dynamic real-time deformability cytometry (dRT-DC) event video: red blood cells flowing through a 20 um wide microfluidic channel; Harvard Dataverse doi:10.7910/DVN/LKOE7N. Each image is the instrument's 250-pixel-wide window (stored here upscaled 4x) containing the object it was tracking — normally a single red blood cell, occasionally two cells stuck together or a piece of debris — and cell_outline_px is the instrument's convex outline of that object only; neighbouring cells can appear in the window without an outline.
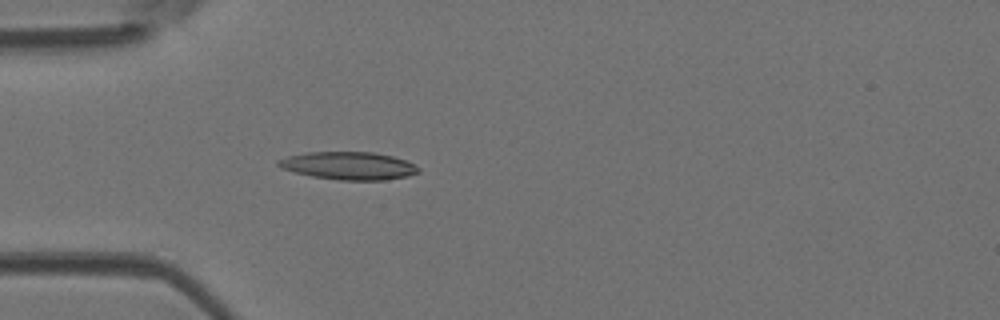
{"species": "Egyptian fruit bat (a non-hibernating species)", "species_latin": "Rousettus aegyptiacus", "temperature_condition": "room temperature", "stored_images_in_passage": 40, "camera_frame_rate_fps": 3000, "um_per_image_px": 0.085, "animal": {"sex": "female"}, "frame": {"image": 1, "passage_image": 9, "time_ms": 2.667, "image_size_px": [1000, 320], "cell_outline_px": [[420, 172], [408, 176], [384, 180], [340, 180], [312, 176], [280, 168], [276, 164], [276, 160], [288, 156], [308, 152], [372, 152], [392, 156], [404, 160], [420, 168]], "centroid_in_image_um": [29.62, 14.09], "position_along_channel_um": 55.4, "area_um2": 22.6}}
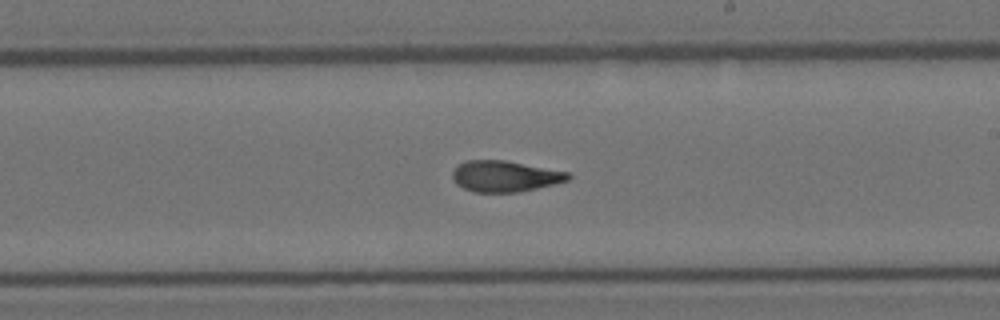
{"frame": {"image": 2, "passage_image": 23, "time_ms": 7.333, "image_size_px": [1000, 320], "cell_outline_px": [[572, 176], [568, 180], [536, 188], [516, 192], [472, 192], [456, 184], [452, 176], [452, 172], [456, 164], [468, 160], [504, 160], [568, 172]], "centroid_in_image_um": [42.86, 14.97], "position_along_channel_um": 246.1, "area_um2": 20.81}}
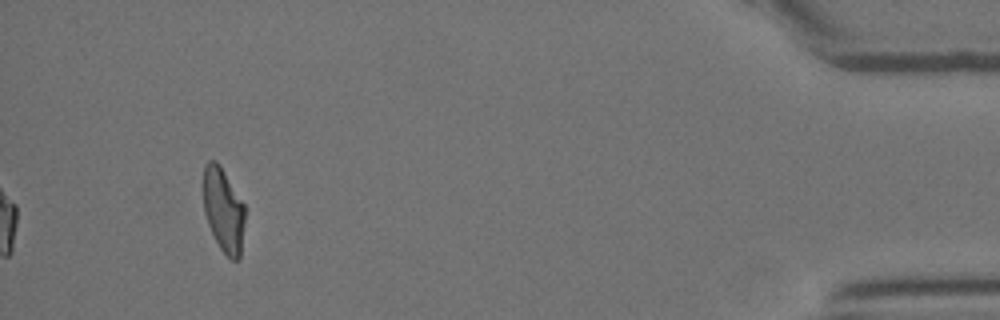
{"frame": {"image": 3, "passage_image": 40, "time_ms": 13.0, "image_size_px": [1000, 320], "cell_outline_px": [[244, 220], [240, 256], [236, 260], [232, 260], [220, 248], [208, 224], [204, 212], [204, 164], [208, 160], [216, 160], [220, 164], [244, 204]], "centroid_in_image_um": [18.98, 17.81], "position_along_channel_um": 416.2, "area_um2": 20.11}, "authors_computed_cell_mechanics": {"area_um2": 21.2993, "velocity_mm_per_s": 4.2192, "shape_relaxation_time_tau1_ms": 11.298, "shape_relaxation_time_tau2_ms": 2.5783, "deformation_change_tau1": 0.3282, "deformation_change_tau2": 0.1149}}